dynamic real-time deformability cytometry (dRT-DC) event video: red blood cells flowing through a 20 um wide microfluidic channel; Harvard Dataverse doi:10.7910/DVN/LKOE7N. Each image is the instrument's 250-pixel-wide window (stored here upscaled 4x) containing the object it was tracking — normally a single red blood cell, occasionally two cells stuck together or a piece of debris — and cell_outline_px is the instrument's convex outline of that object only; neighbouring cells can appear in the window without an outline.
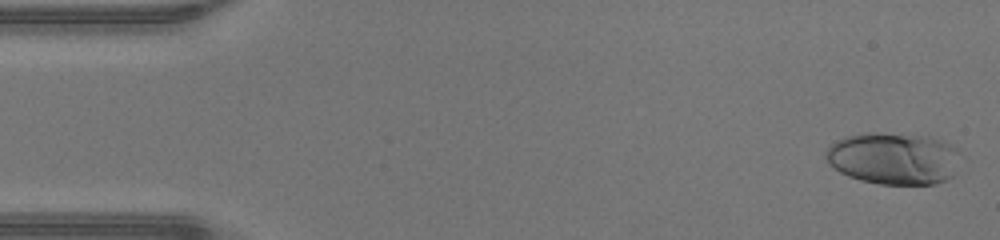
{"species": "human", "species_latin": "Homo sapiens", "temperature_condition": "warm", "stored_images_in_passage": 22, "camera_frame_rate_fps": 3000, "um_per_image_px": 0.085, "donor": {"sex": "male"}, "frame": {"image": 1, "passage_image": 2, "time_ms": 0.333, "image_size_px": [1000, 240], "cell_outline_px": [[956, 152], [952, 176], [936, 184], [880, 184], [860, 180], [848, 176], [840, 172], [828, 164], [824, 156], [824, 152], [836, 140], [844, 136], [868, 132], [876, 132], [928, 136], [944, 140], [952, 144], [956, 148]], "centroid_in_image_um": [75.88, 13.45], "position_along_channel_um": 9.1, "area_um2": 40.75}}
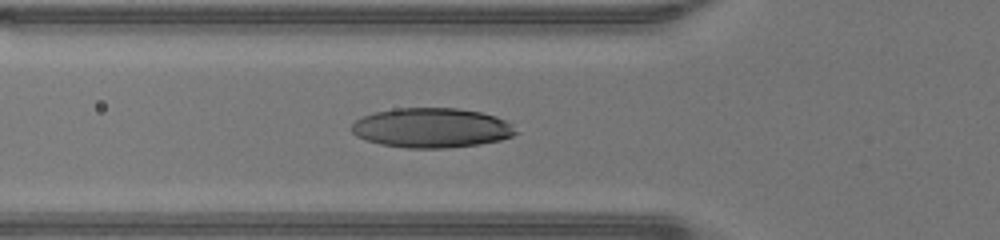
{"frame": {"image": 2, "passage_image": 17, "time_ms": 5.333, "image_size_px": [1000, 240], "cell_outline_px": [[520, 132], [512, 136], [500, 140], [480, 144], [448, 148], [408, 148], [380, 144], [364, 140], [356, 136], [352, 132], [352, 124], [356, 120], [364, 116], [376, 112], [396, 108], [456, 108], [480, 112], [496, 116], [512, 124]], "centroid_in_image_um": [36.71, 10.87], "position_along_channel_um": 89.1, "area_um2": 38.09}}
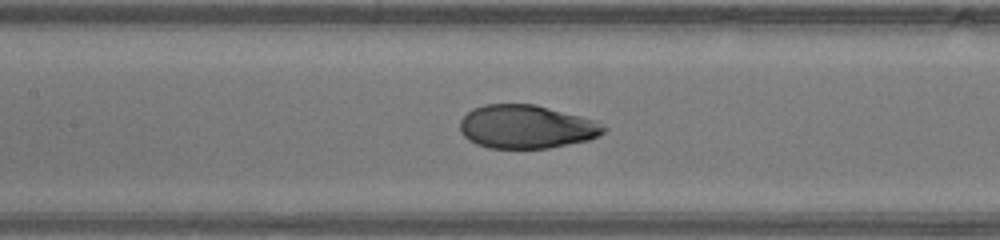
{"frame": {"image": 3, "passage_image": 22, "time_ms": 7.0, "image_size_px": [1000, 240], "cell_outline_px": [[608, 128], [604, 132], [588, 140], [548, 148], [488, 148], [476, 144], [468, 140], [460, 132], [460, 120], [472, 108], [484, 104], [536, 104], [596, 120]], "centroid_in_image_um": [44.72, 10.77], "position_along_channel_um": 162.7, "area_um2": 36.53}}